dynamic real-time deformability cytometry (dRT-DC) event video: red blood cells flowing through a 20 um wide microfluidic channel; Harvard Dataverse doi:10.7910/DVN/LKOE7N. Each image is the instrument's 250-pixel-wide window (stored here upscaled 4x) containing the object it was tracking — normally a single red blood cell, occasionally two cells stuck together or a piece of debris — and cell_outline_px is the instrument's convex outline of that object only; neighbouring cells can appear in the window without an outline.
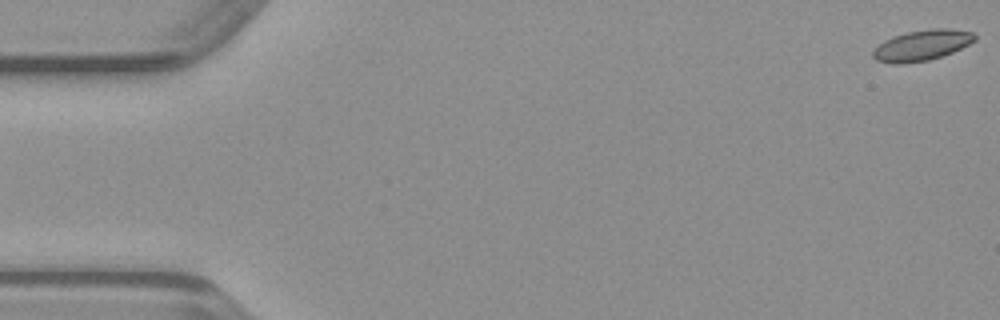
{"species": "common noctule bat (a hibernating species)", "species_latin": "Nyctalus noctula", "temperature_condition": "warm", "stored_images_in_passage": 50, "camera_frame_rate_fps": 3000, "um_per_image_px": 0.085, "animal": {"sex": "male", "body_mass_g": 23.1, "forearm_length_mm": 52.7}, "frame": {"image": 1, "passage_image": 1, "time_ms": 0.0, "image_size_px": [1000, 320], "cell_outline_px": [[976, 40], [952, 52], [928, 60], [896, 64], [892, 64], [876, 60], [872, 56], [872, 52], [884, 40], [892, 36], [908, 32], [932, 28], [948, 28], [972, 32], [976, 36]], "centroid_in_image_um": [78.35, 3.84], "position_along_channel_um": 6.7, "area_um2": 17.98}}
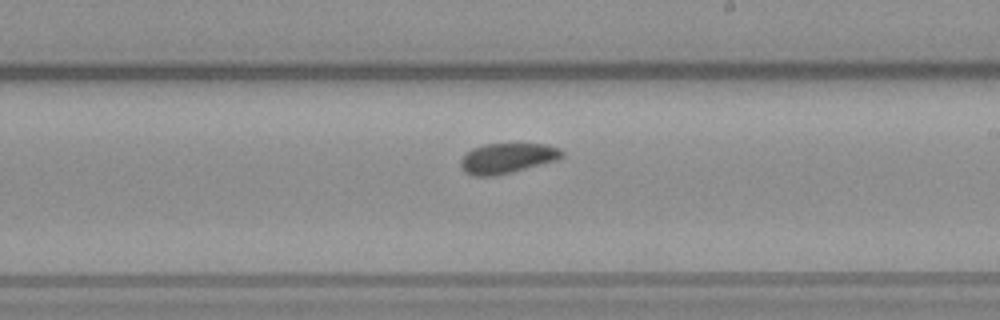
{"frame": {"image": 2, "passage_image": 29, "time_ms": 9.333, "image_size_px": [1000, 320], "cell_outline_px": [[564, 156], [556, 160], [512, 172], [492, 176], [476, 176], [464, 172], [460, 168], [460, 160], [472, 148], [484, 144], [548, 144], [560, 148], [564, 152]], "centroid_in_image_um": [43.11, 13.44], "position_along_channel_um": 245.9, "area_um2": 17.8}}
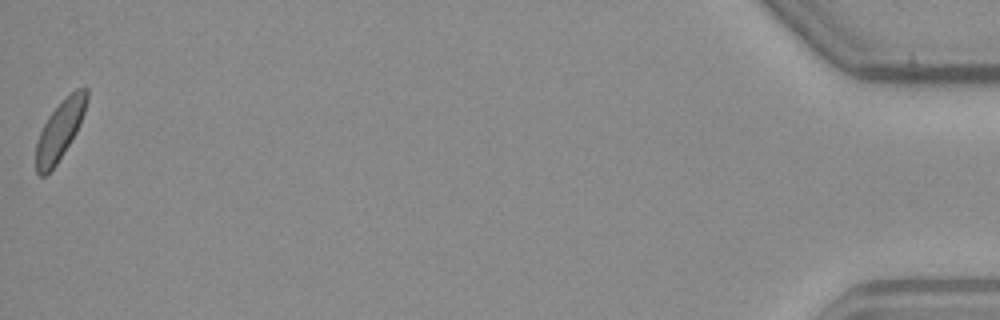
{"frame": {"image": 3, "passage_image": 50, "time_ms": 16.333, "image_size_px": [1000, 320], "cell_outline_px": [[88, 100], [80, 124], [76, 132], [56, 164], [44, 176], [40, 176], [36, 172], [36, 144], [40, 132], [48, 116], [76, 88], [88, 88]], "centroid_in_image_um": [5.09, 11.07], "position_along_channel_um": 430.1, "area_um2": 16.99}}